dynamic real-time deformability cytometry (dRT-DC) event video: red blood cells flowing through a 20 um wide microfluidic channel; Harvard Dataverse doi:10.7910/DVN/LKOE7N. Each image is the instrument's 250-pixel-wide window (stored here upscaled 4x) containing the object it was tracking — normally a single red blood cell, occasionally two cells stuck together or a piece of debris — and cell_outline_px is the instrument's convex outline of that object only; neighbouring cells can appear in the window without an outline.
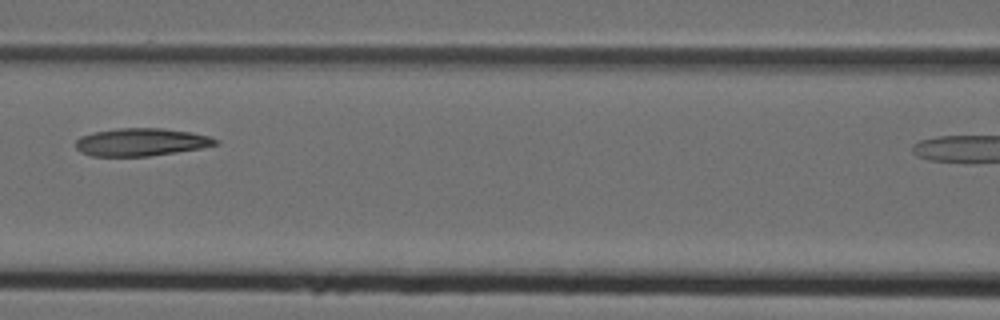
{"species": "Egyptian fruit bat (a non-hibernating species)", "species_latin": "Rousettus aegyptiacus", "temperature_condition": "cold", "stored_images_in_passage": 7, "segment_of_instrument_passage": [1, 2], "camera_frame_rate_fps": 3000, "um_per_image_px": 0.085, "animal": {"sex": "female"}, "frame": {"image": 1, "passage_image": 5, "time_ms": 1.333, "image_size_px": [1000, 320], "cell_outline_px": [[220, 144], [200, 148], [176, 152], [148, 156], [92, 156], [80, 152], [76, 148], [76, 140], [80, 136], [96, 132], [120, 128], [164, 128], [192, 132], [212, 136], [220, 140]], "centroid_in_image_um": [12.05, 12.07], "position_along_channel_um": 154.5, "area_um2": 22.72}}
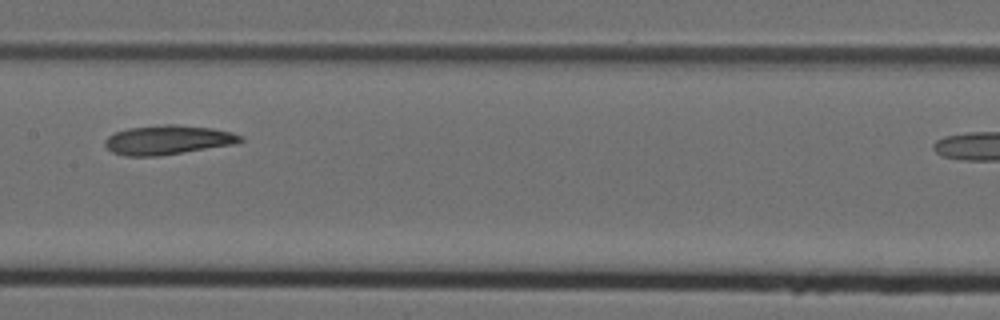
{"frame": {"image": 2, "passage_image": 6, "time_ms": 1.667, "image_size_px": [1000, 320], "cell_outline_px": [[244, 140], [236, 144], [160, 156], [124, 156], [112, 152], [104, 144], [104, 140], [108, 136], [116, 132], [128, 128], [164, 124], [172, 124], [212, 128], [232, 132], [240, 136]], "centroid_in_image_um": [14.26, 11.9], "position_along_channel_um": 193.1, "area_um2": 23.18}}